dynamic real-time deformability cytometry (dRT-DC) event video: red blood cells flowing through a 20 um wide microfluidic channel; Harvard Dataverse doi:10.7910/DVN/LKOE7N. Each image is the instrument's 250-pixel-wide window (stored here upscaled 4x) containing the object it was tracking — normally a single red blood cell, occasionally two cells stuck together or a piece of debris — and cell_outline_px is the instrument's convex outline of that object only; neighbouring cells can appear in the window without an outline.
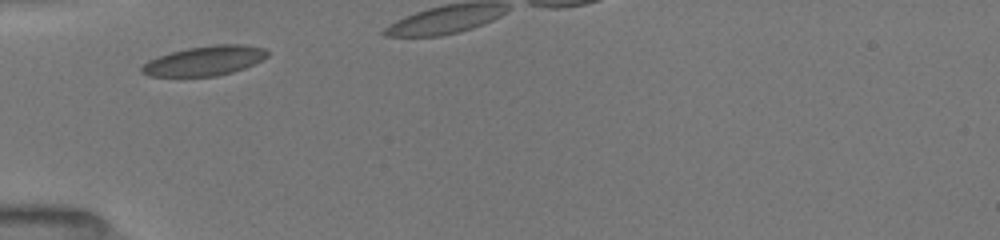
{"species": "common noctule bat (a hibernating species)", "species_latin": "Nyctalus noctula", "temperature_condition": "room temperature", "stored_images_in_passage": 6, "camera_frame_rate_fps": 3000, "um_per_image_px": 0.085, "animal": {"sex": "female", "body_mass_g": 19.5, "forearm_length_mm": 54.1}, "frame": {"image": 1, "passage_image": 1, "time_ms": 0.0, "image_size_px": [1000, 240], "cell_outline_px": [[268, 56], [244, 68], [232, 72], [216, 76], [148, 76], [140, 72], [140, 68], [148, 60], [172, 52], [188, 48], [216, 44], [244, 44], [264, 48], [268, 52]], "centroid_in_image_um": [17.38, 5.16], "position_along_channel_um": 67.6, "area_um2": 21.5}}
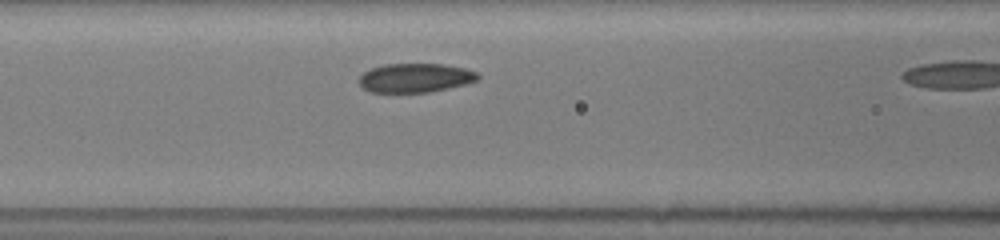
{"frame": {"image": 2, "passage_image": 5, "time_ms": 1.667, "image_size_px": [1000, 240], "cell_outline_px": [[480, 80], [448, 88], [428, 92], [372, 92], [364, 88], [360, 84], [360, 76], [364, 72], [372, 68], [384, 64], [444, 64], [464, 68], [476, 72], [480, 76]], "centroid_in_image_um": [35.33, 6.61], "position_along_channel_um": 131.3, "area_um2": 19.94}}